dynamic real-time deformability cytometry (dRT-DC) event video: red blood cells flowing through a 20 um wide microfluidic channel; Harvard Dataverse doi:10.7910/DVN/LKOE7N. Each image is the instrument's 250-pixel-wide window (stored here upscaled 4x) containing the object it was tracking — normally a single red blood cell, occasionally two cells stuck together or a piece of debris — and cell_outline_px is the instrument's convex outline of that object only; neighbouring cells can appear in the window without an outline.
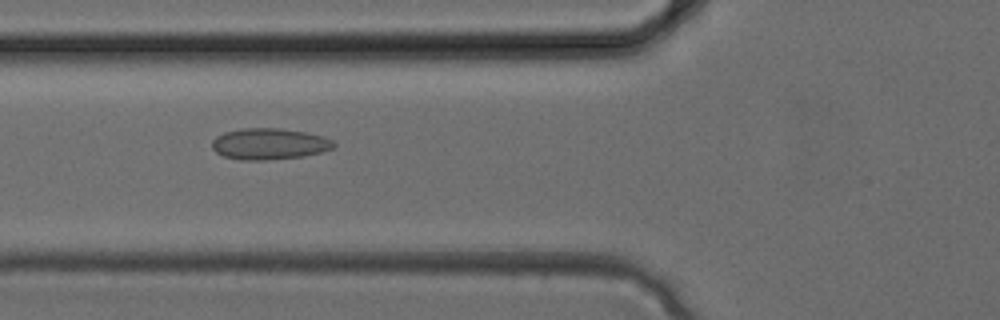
{"species": "common noctule bat (a hibernating species)", "species_latin": "Nyctalus noctula", "temperature_condition": "cold", "stored_images_in_passage": 27, "camera_frame_rate_fps": 3000, "um_per_image_px": 0.085, "animal": {"sex": "female", "body_mass_g": 24.6, "forearm_length_mm": 56.2}, "frame": {"image": 1, "passage_image": 6, "time_ms": 1.667, "image_size_px": [1000, 320], "cell_outline_px": [[336, 144], [332, 148], [320, 152], [304, 156], [264, 160], [240, 160], [224, 156], [216, 152], [212, 148], [212, 140], [216, 136], [224, 132], [240, 128], [280, 128], [304, 132], [324, 136], [332, 140]], "centroid_in_image_um": [22.86, 12.22], "position_along_channel_um": 102.9, "area_um2": 22.2}}
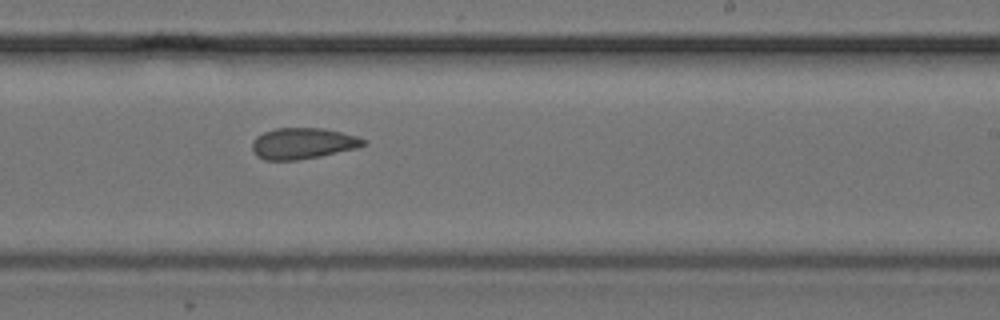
{"frame": {"image": 2, "passage_image": 14, "time_ms": 4.333, "image_size_px": [1000, 320], "cell_outline_px": [[368, 144], [356, 148], [320, 156], [296, 160], [264, 160], [256, 156], [252, 148], [252, 140], [256, 136], [264, 132], [276, 128], [324, 128], [356, 136], [368, 140]], "centroid_in_image_um": [25.73, 12.19], "position_along_channel_um": 263.3, "area_um2": 20.23}}
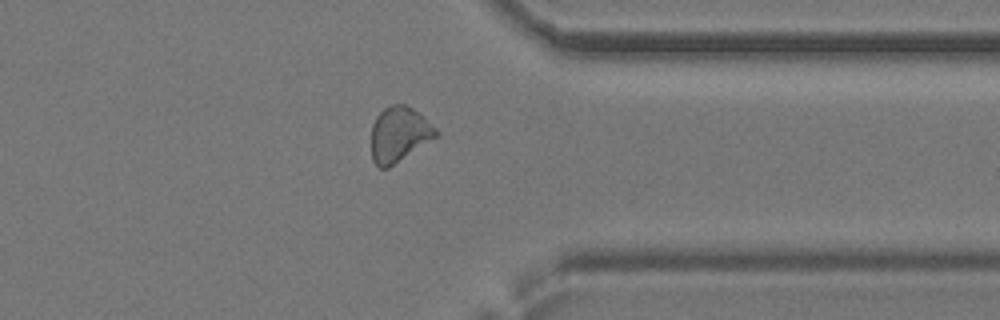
{"frame": {"image": 3, "passage_image": 20, "time_ms": 6.333, "image_size_px": [1000, 320], "cell_outline_px": [[440, 136], [388, 168], [380, 168], [372, 160], [372, 124], [376, 116], [388, 104], [404, 104], [412, 108], [424, 116], [440, 132]], "centroid_in_image_um": [33.96, 11.41], "position_along_channel_um": 377.4, "area_um2": 21.1}}